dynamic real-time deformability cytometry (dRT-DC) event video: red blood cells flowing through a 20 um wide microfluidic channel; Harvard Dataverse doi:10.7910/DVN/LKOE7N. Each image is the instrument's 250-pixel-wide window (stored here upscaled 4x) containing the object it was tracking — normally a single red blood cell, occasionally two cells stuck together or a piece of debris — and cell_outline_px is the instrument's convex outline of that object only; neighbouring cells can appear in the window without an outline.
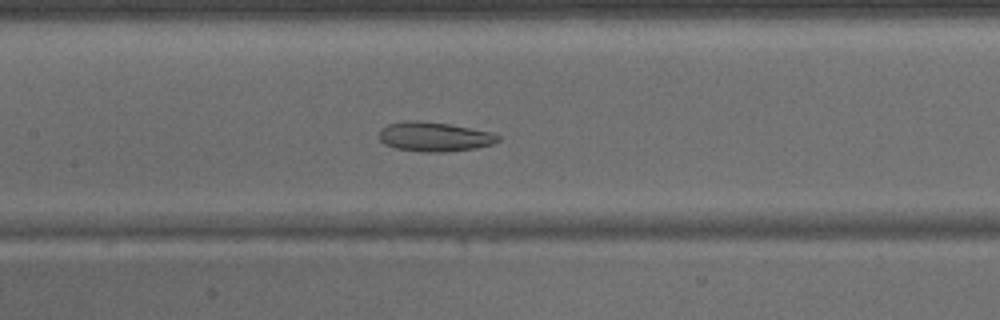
{"species": "common noctule bat (a hibernating species)", "species_latin": "Nyctalus noctula", "temperature_condition": "warm", "stored_images_in_passage": 43, "camera_frame_rate_fps": 3000, "um_per_image_px": 0.085, "animal": {"sex": "male", "body_mass_g": 15.6}, "frame": {"image": 1, "passage_image": 20, "time_ms": 6.333, "image_size_px": [1000, 320], "cell_outline_px": [[500, 140], [492, 144], [476, 148], [444, 152], [424, 152], [396, 148], [384, 144], [380, 140], [380, 128], [388, 124], [404, 120], [420, 120], [448, 124], [492, 132], [500, 136]], "centroid_in_image_um": [36.91, 11.61], "position_along_channel_um": 170.5, "area_um2": 20.46}}
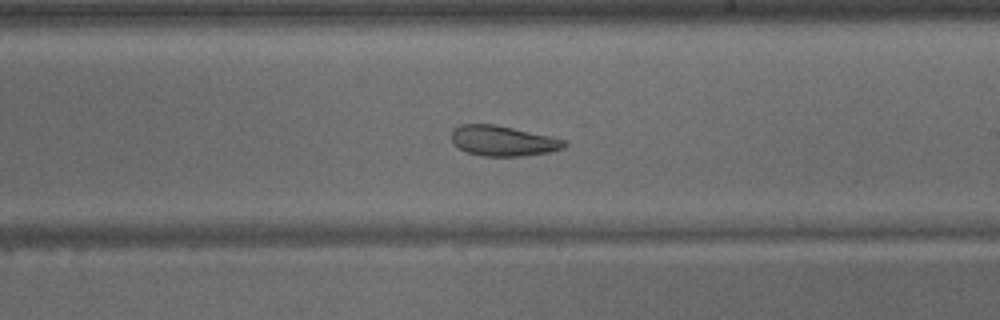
{"frame": {"image": 2, "passage_image": 25, "time_ms": 8.0, "image_size_px": [1000, 320], "cell_outline_px": [[568, 144], [564, 148], [548, 152], [520, 156], [484, 156], [468, 152], [452, 144], [452, 132], [460, 124], [492, 124], [512, 128], [548, 136], [564, 140]], "centroid_in_image_um": [42.73, 11.98], "position_along_channel_um": 246.3, "area_um2": 19.54}}
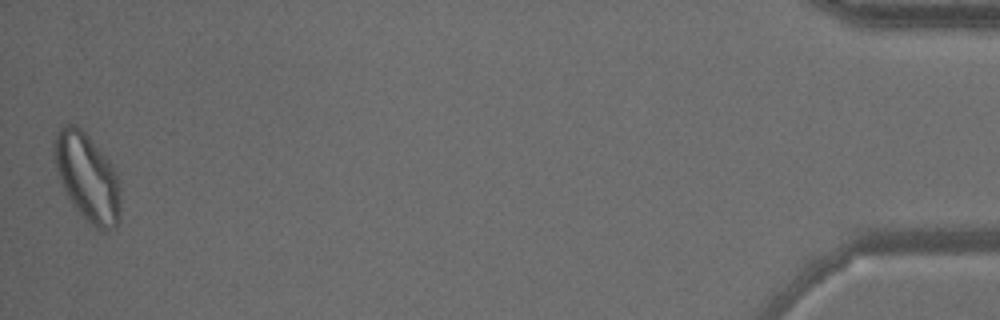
{"frame": {"image": 3, "passage_image": 43, "time_ms": 14.0, "image_size_px": [1000, 320], "cell_outline_px": [[120, 216], [116, 228], [104, 232], [100, 232], [68, 200], [60, 180], [52, 156], [52, 140], [60, 124], [76, 124], [88, 136], [112, 164], [120, 180]], "centroid_in_image_um": [7.4, 15.05], "position_along_channel_um": 427.8, "area_um2": 34.51}}